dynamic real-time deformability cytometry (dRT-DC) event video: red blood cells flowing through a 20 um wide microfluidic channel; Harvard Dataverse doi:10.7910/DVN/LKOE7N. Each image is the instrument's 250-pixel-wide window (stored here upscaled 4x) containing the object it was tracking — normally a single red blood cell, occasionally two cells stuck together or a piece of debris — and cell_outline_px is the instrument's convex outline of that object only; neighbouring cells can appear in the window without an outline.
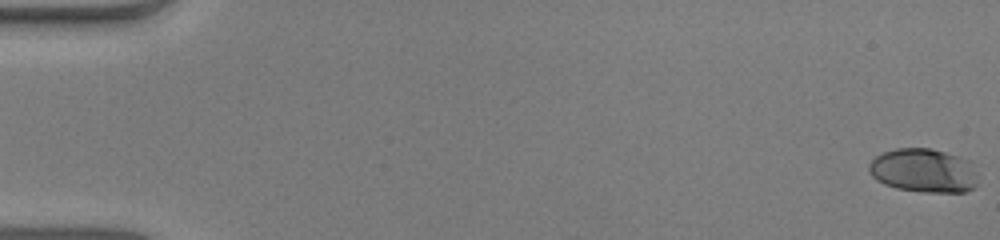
{"species": "human", "species_latin": "Homo sapiens", "temperature_condition": "warm", "stored_images_in_passage": 53, "camera_frame_rate_fps": 3000, "um_per_image_px": 0.085, "donor": {"sex": "male"}, "frame": {"image": 1, "passage_image": 1, "time_ms": 0.0, "image_size_px": [1000, 240], "cell_outline_px": [[980, 176], [976, 184], [972, 188], [964, 192], [924, 192], [896, 188], [884, 184], [876, 180], [872, 176], [868, 168], [868, 164], [876, 156], [884, 152], [896, 148], [928, 148], [944, 152], [968, 160]], "centroid_in_image_um": [78.51, 14.51], "position_along_channel_um": 6.5, "area_um2": 27.92}}
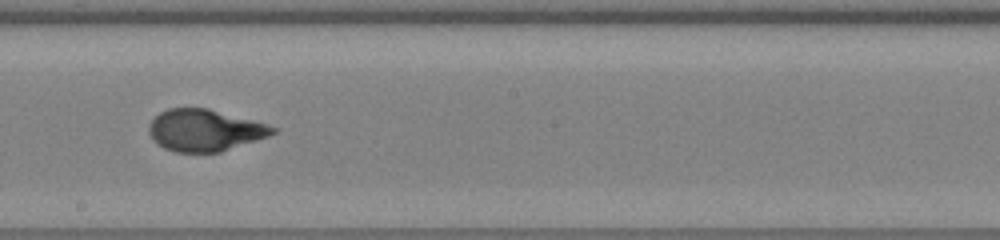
{"frame": {"image": 2, "passage_image": 31, "time_ms": 10.0, "image_size_px": [1000, 240], "cell_outline_px": [[280, 128], [276, 132], [268, 136], [220, 152], [176, 152], [164, 148], [156, 144], [152, 140], [148, 132], [148, 124], [160, 112], [168, 108], [208, 108], [252, 120]], "centroid_in_image_um": [17.37, 11.07], "position_along_channel_um": 230.8, "area_um2": 30.11}}
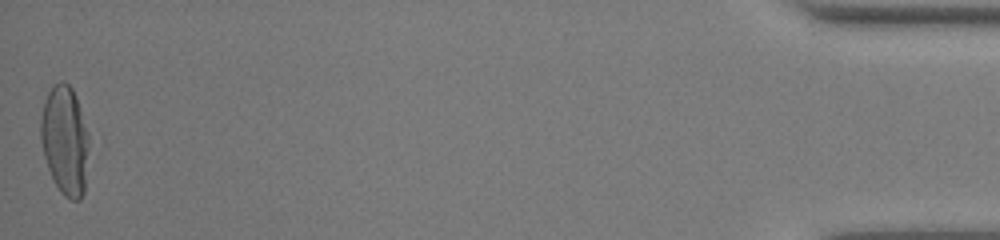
{"frame": {"image": 3, "passage_image": 53, "time_ms": 17.333, "image_size_px": [1000, 240], "cell_outline_px": [[88, 148], [84, 192], [80, 200], [72, 200], [64, 196], [60, 192], [48, 168], [44, 156], [40, 140], [40, 120], [44, 104], [48, 92], [52, 84], [60, 80], [68, 84], [72, 88], [76, 96], [88, 132]], "centroid_in_image_um": [5.51, 11.91], "position_along_channel_um": 429.7, "area_um2": 30.63}, "authors_computed_cell_mechanics": {"area_um2": 29.5358, "velocity_mm_per_s": 3.9992, "shape_relaxation_time_tau1_ms": 6.5573, "shape_relaxation_time_tau2_ms": null, "deformation_change_tau1": 0.2835, "deformation_change_tau2": null}}